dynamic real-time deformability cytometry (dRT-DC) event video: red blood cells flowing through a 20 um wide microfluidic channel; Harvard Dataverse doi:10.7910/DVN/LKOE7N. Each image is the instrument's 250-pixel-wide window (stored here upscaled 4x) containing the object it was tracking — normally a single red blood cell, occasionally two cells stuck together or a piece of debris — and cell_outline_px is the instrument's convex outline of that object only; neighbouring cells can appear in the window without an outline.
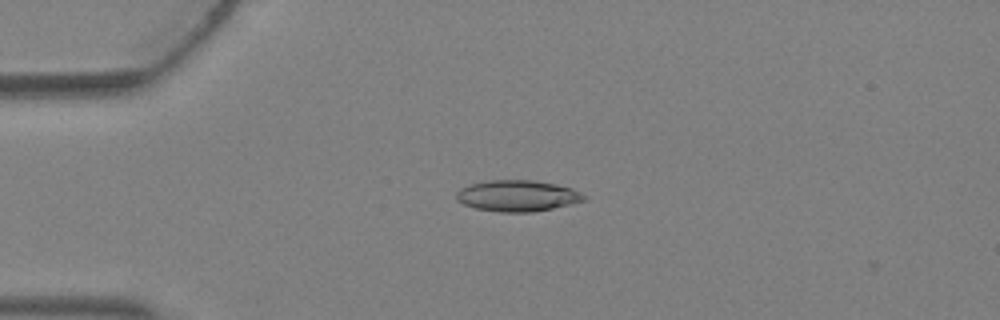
{"species": "Egyptian fruit bat (a non-hibernating species)", "species_latin": "Rousettus aegyptiacus", "temperature_condition": "warm", "stored_images_in_passage": 4, "camera_frame_rate_fps": 3000, "um_per_image_px": 0.085, "animal": {"sex": "female"}, "frame": {"image": 1, "passage_image": 3, "time_ms": 0.667, "image_size_px": [1000, 320], "cell_outline_px": [[588, 200], [572, 204], [532, 212], [500, 212], [476, 208], [464, 204], [456, 200], [456, 192], [460, 188], [472, 184], [488, 180], [536, 180], [556, 184], [572, 188], [588, 196]], "centroid_in_image_um": [44.03, 16.64], "position_along_channel_um": 41.0, "area_um2": 23.35}}